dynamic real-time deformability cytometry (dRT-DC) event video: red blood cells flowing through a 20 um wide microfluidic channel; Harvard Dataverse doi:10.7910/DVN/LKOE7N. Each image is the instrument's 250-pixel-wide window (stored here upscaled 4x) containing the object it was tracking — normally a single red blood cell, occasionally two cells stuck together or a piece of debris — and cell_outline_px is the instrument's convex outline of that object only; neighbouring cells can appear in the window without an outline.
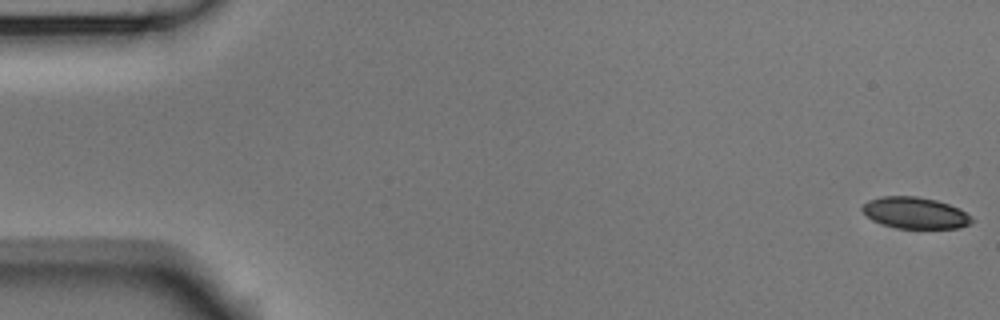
{"species": "Egyptian fruit bat (a non-hibernating species)", "species_latin": "Rousettus aegyptiacus", "temperature_condition": "room temperature", "stored_images_in_passage": 6, "camera_frame_rate_fps": 3000, "um_per_image_px": 0.085, "animal": {"sex": "male"}, "frame": {"image": 1, "passage_image": 1, "time_ms": 0.0, "image_size_px": [1000, 320], "cell_outline_px": [[976, 220], [960, 228], [896, 228], [872, 220], [860, 208], [868, 200], [880, 196], [916, 196], [936, 200], [960, 208], [972, 216]], "centroid_in_image_um": [77.81, 18.09], "position_along_channel_um": 7.2, "area_um2": 20.11}}
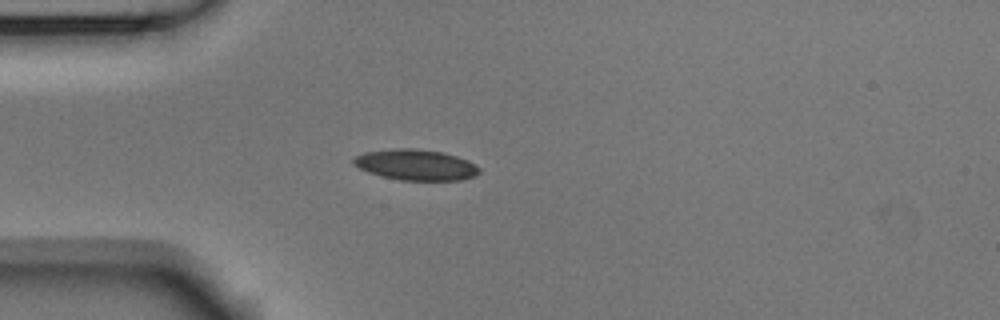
{"frame": {"image": 2, "passage_image": 4, "time_ms": 1.0, "image_size_px": [1000, 320], "cell_outline_px": [[480, 172], [476, 176], [460, 180], [400, 180], [368, 172], [352, 164], [352, 160], [356, 156], [364, 152], [392, 148], [412, 148], [440, 152], [456, 156], [468, 160], [476, 164], [480, 168]], "centroid_in_image_um": [35.35, 14.01], "position_along_channel_um": 49.6, "area_um2": 22.54}}
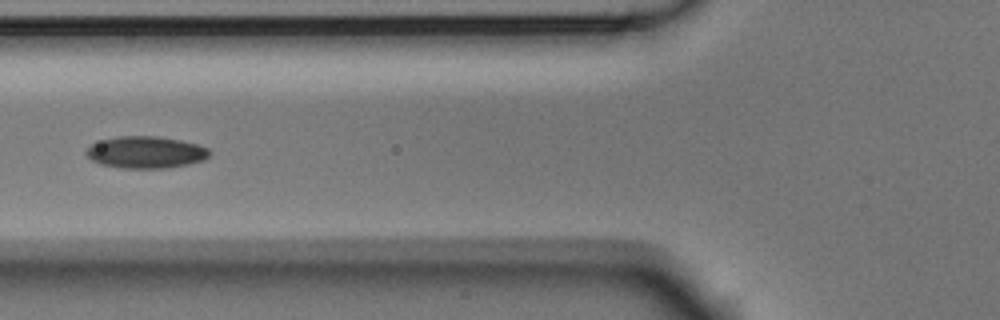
{"frame": {"image": 3, "passage_image": 6, "time_ms": 1.667, "image_size_px": [1000, 320], "cell_outline_px": [[212, 152], [204, 160], [188, 164], [164, 168], [124, 168], [100, 164], [92, 160], [84, 152], [92, 144], [104, 140], [120, 136], [156, 136], [180, 140], [196, 144], [208, 148]], "centroid_in_image_um": [12.41, 12.95], "position_along_channel_um": 113.4, "area_um2": 22.72}}